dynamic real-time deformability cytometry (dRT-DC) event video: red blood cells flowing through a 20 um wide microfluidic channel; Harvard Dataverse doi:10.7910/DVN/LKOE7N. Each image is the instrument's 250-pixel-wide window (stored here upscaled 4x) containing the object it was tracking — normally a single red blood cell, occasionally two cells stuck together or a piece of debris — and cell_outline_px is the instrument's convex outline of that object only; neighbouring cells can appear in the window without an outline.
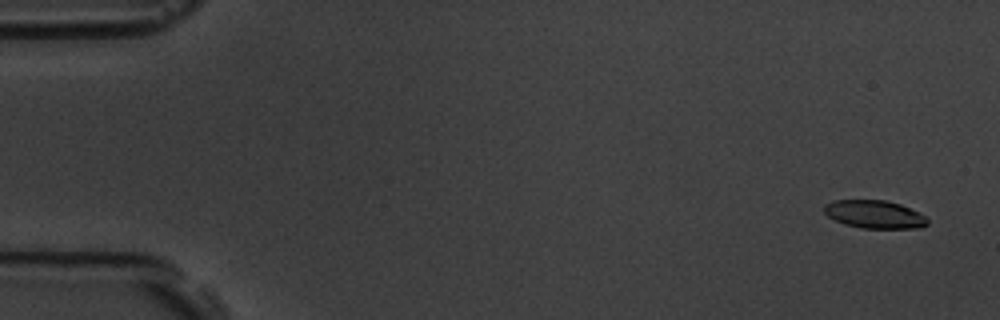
{"species": "common noctule bat (a hibernating species)", "species_latin": "Nyctalus noctula", "temperature_condition": "room temperature", "stored_images_in_passage": 5, "camera_frame_rate_fps": 3000, "um_per_image_px": 0.085, "animal": {"sex": "male", "body_mass_g": 19.5, "forearm_length_mm": 54.6}, "frame": {"image": 1, "passage_image": 1, "time_ms": 0.0, "image_size_px": [1000, 320], "cell_outline_px": [[928, 224], [920, 228], [860, 228], [844, 224], [828, 216], [824, 212], [824, 204], [832, 200], [884, 200], [900, 204], [924, 216], [928, 220]], "centroid_in_image_um": [74.3, 18.22], "position_along_channel_um": 10.7, "area_um2": 16.76}}
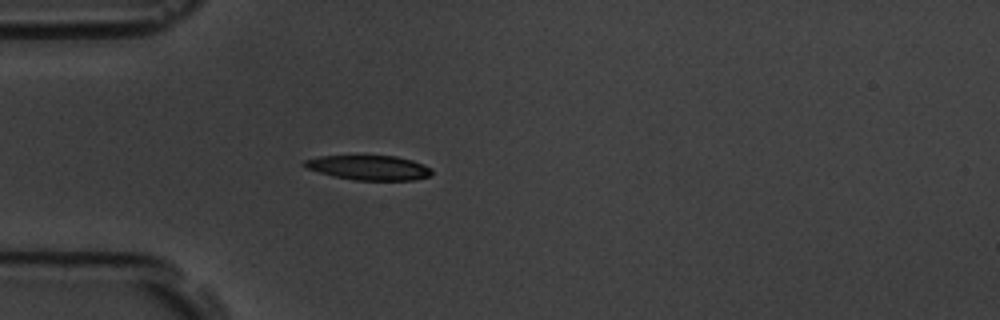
{"frame": {"image": 2, "passage_image": 5, "time_ms": 4.667, "image_size_px": [1000, 320], "cell_outline_px": [[432, 172], [428, 176], [412, 180], [352, 180], [332, 176], [308, 168], [300, 164], [304, 160], [320, 156], [396, 156], [412, 160], [424, 164], [432, 168]], "centroid_in_image_um": [31.35, 14.25], "position_along_channel_um": 53.6, "area_um2": 18.26}}